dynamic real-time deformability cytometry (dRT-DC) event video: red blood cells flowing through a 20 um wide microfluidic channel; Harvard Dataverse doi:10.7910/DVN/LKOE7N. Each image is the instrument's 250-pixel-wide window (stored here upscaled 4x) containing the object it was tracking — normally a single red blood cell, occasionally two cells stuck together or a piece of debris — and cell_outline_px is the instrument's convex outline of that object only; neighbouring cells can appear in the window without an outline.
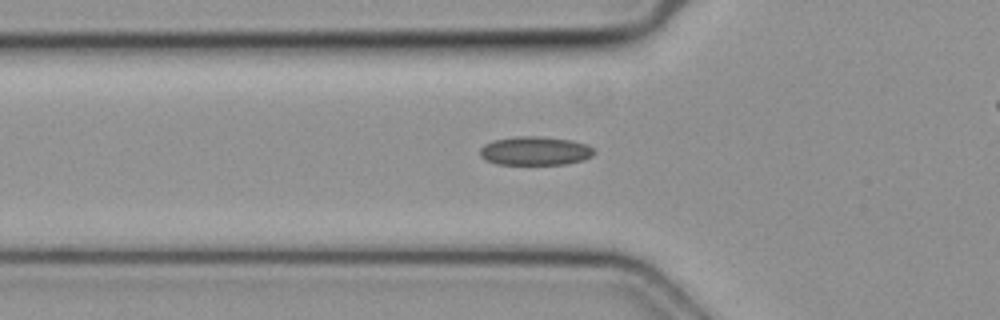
{"species": "common noctule bat (a hibernating species)", "species_latin": "Nyctalus noctula", "temperature_condition": "cold", "stored_images_in_passage": 41, "camera_frame_rate_fps": 3000, "um_per_image_px": 0.085, "animal": {"sex": "female", "body_mass_g": 19.3, "forearm_length_mm": 54.1}, "frame": {"image": 1, "passage_image": 15, "time_ms": 4.667, "image_size_px": [1000, 320], "cell_outline_px": [[596, 152], [592, 156], [584, 160], [564, 164], [496, 164], [484, 160], [480, 156], [480, 148], [484, 144], [492, 140], [516, 136], [540, 136], [572, 140], [588, 144]], "centroid_in_image_um": [45.48, 12.82], "position_along_channel_um": 80.3, "area_um2": 19.36}}
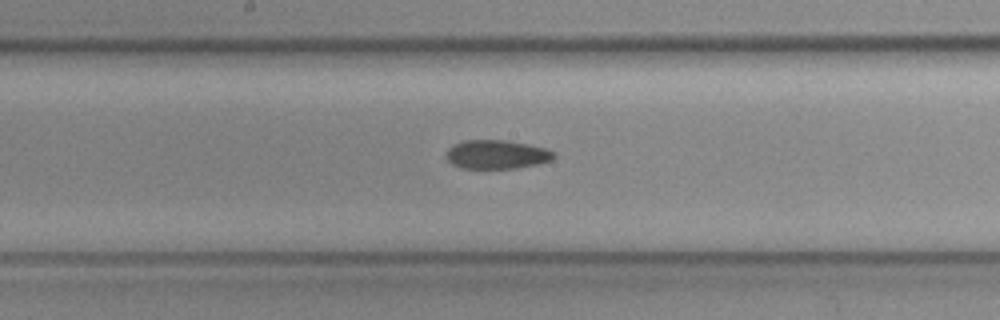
{"frame": {"image": 2, "passage_image": 24, "time_ms": 7.667, "image_size_px": [1000, 320], "cell_outline_px": [[556, 156], [552, 160], [536, 164], [512, 168], [460, 168], [452, 164], [448, 160], [448, 148], [452, 144], [464, 140], [504, 140], [528, 144], [544, 148], [552, 152]], "centroid_in_image_um": [42.19, 13.12], "position_along_channel_um": 206.0, "area_um2": 17.86}}
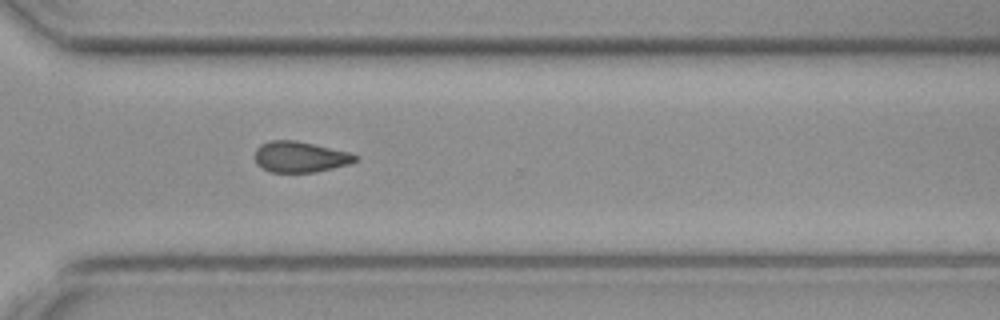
{"frame": {"image": 3, "passage_image": 34, "time_ms": 11.0, "image_size_px": [1000, 320], "cell_outline_px": [[356, 160], [348, 164], [332, 168], [312, 172], [272, 172], [260, 168], [256, 164], [256, 148], [260, 144], [272, 140], [296, 140], [348, 152], [356, 156]], "centroid_in_image_um": [25.45, 13.33], "position_along_channel_um": 345.2, "area_um2": 17.8}}